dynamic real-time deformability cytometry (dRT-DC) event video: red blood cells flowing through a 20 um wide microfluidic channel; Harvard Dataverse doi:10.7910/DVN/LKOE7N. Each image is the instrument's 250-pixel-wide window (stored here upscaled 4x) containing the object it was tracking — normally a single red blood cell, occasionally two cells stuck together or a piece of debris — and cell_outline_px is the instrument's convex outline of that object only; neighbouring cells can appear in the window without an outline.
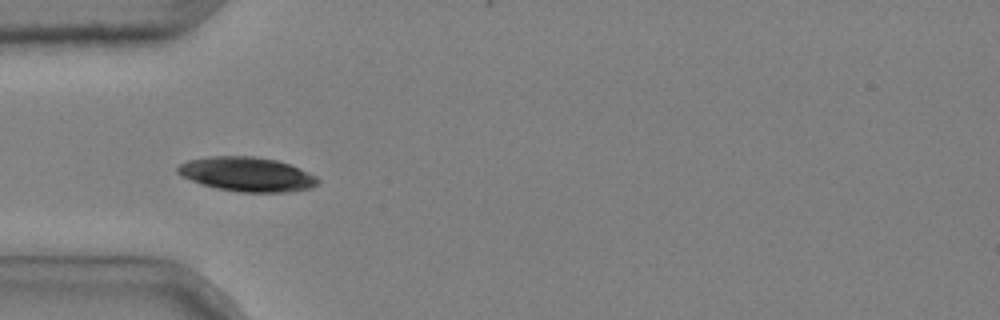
{"species": "common noctule bat (a hibernating species)", "species_latin": "Nyctalus noctula", "temperature_condition": "cold", "stored_images_in_passage": 6, "camera_frame_rate_fps": 3000, "um_per_image_px": 0.085, "animal": {"sex": "male", "body_mass_g": 20.4}, "frame": {"image": 1, "passage_image": 5, "time_ms": 1.333, "image_size_px": [1000, 320], "cell_outline_px": [[320, 180], [312, 188], [288, 192], [240, 192], [216, 188], [200, 184], [180, 176], [176, 172], [176, 168], [180, 164], [188, 160], [208, 156], [252, 156], [276, 160], [300, 168], [316, 176]], "centroid_in_image_um": [20.96, 14.81], "position_along_channel_um": 64.0, "area_um2": 28.21}}